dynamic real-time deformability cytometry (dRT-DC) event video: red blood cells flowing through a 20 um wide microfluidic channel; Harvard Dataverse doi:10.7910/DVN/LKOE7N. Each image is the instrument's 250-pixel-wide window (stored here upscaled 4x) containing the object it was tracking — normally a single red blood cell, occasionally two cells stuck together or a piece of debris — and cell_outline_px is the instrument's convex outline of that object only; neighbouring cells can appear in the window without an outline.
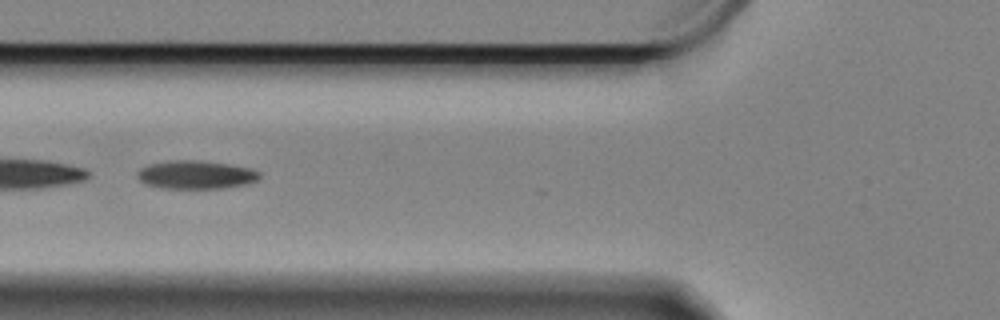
{"species": "Egyptian fruit bat (a non-hibernating species)", "species_latin": "Rousettus aegyptiacus", "temperature_condition": "cold", "stored_images_in_passage": 40, "camera_frame_rate_fps": 3000, "um_per_image_px": 0.085, "animal": {"sex": "female"}, "frame": {"image": 1, "passage_image": 12, "time_ms": 3.667, "image_size_px": [1000, 320], "cell_outline_px": [[260, 176], [256, 180], [248, 184], [224, 188], [160, 188], [144, 184], [136, 176], [136, 172], [140, 168], [148, 164], [172, 160], [200, 160], [228, 164], [252, 168], [260, 172]], "centroid_in_image_um": [16.63, 14.85], "position_along_channel_um": 109.2, "area_um2": 20.4}}
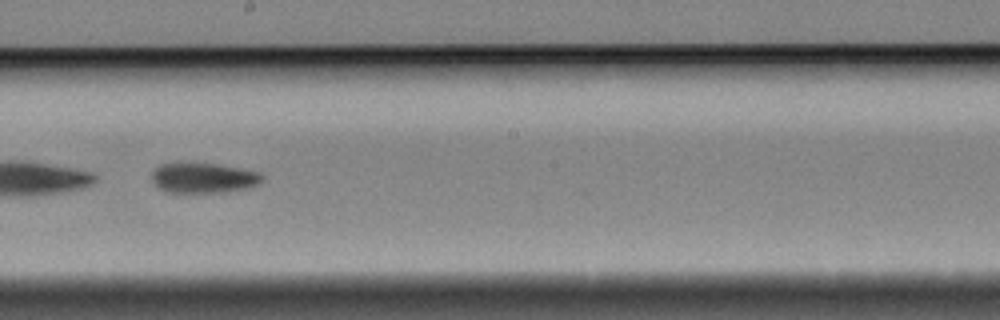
{"frame": {"image": 2, "passage_image": 23, "time_ms": 7.333, "image_size_px": [1000, 320], "cell_outline_px": [[264, 180], [260, 184], [248, 188], [224, 192], [164, 192], [152, 180], [152, 172], [160, 164], [216, 164], [240, 168], [260, 172], [264, 176]], "centroid_in_image_um": [17.36, 15.14], "position_along_channel_um": 230.8, "area_um2": 19.25}, "authors_computed_cell_mechanics": {"area_um2": 19.941, "velocity_mm_per_s": 3.3217, "shape_relaxation_time_tau1_ms": 4.482, "shape_relaxation_time_tau2_ms": 5.1222, "deformation_change_tau1": 0.14, "deformation_change_tau2": 0.1072}}